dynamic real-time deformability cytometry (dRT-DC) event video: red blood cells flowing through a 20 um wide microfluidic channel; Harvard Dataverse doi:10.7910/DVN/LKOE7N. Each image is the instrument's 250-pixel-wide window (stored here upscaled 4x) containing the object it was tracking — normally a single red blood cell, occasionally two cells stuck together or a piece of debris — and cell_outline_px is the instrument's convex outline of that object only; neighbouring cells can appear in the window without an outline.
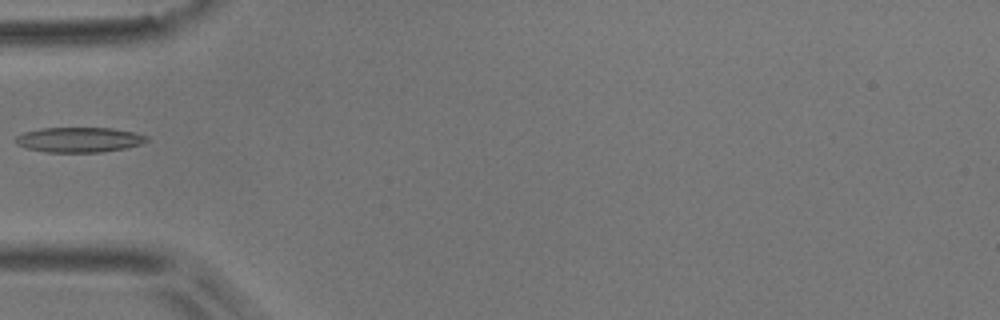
{"species": "common noctule bat (a hibernating species)", "species_latin": "Nyctalus noctula", "temperature_condition": "room temperature", "stored_images_in_passage": 4, "camera_frame_rate_fps": 3000, "um_per_image_px": 0.085, "animal": {"sex": "male", "body_mass_g": 17.9}, "frame": {"image": 1, "passage_image": 4, "time_ms": 1.0, "image_size_px": [1000, 320], "cell_outline_px": [[148, 140], [140, 144], [124, 148], [100, 152], [48, 152], [28, 148], [16, 144], [16, 136], [24, 132], [44, 128], [112, 128], [136, 132], [148, 136]], "centroid_in_image_um": [6.75, 11.87], "position_along_channel_um": 78.2, "area_um2": 18.96}}